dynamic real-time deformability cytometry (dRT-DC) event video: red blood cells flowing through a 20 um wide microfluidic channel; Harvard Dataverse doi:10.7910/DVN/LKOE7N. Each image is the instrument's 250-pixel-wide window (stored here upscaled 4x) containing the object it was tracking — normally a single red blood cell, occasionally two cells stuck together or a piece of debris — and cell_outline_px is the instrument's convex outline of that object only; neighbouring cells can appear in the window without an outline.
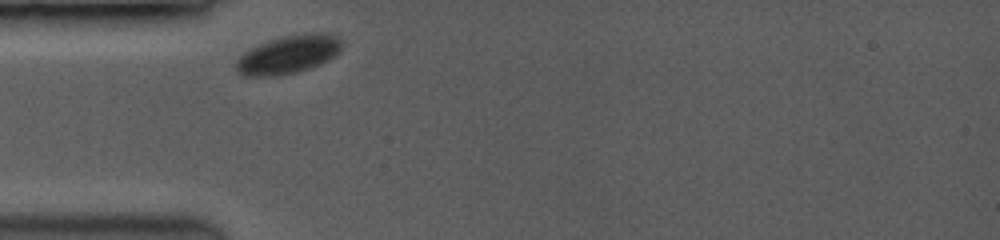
{"species": "common noctule bat (a hibernating species)", "species_latin": "Nyctalus noctula", "temperature_condition": "room temperature", "stored_images_in_passage": 13, "camera_frame_rate_fps": 3500, "um_per_image_px": 0.085, "animal": {"sex": "female", "body_mass_g": 19.0, "forearm_length_mm": 53.3}, "frame": {"image": 1, "passage_image": 1, "time_ms": 0.0, "image_size_px": [1000, 240], "cell_outline_px": [[340, 52], [336, 56], [328, 60], [308, 68], [296, 72], [276, 76], [240, 76], [236, 68], [236, 60], [244, 52], [268, 40], [284, 36], [304, 32], [328, 32], [336, 36], [340, 40]], "centroid_in_image_um": [24.51, 4.62], "position_along_channel_um": 60.5, "area_um2": 23.64}}
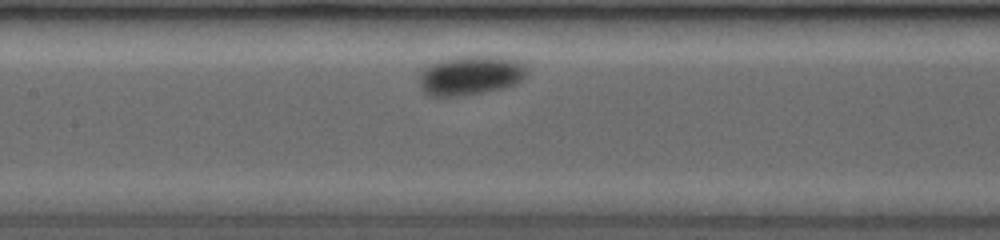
{"frame": {"image": 2, "passage_image": 8, "time_ms": 3.143, "image_size_px": [1000, 240], "cell_outline_px": [[524, 76], [516, 84], [504, 88], [480, 92], [424, 92], [420, 88], [420, 72], [428, 64], [440, 60], [456, 56], [504, 56], [516, 60], [524, 64]], "centroid_in_image_um": [40.04, 6.31], "position_along_channel_um": 167.4, "area_um2": 23.47}}
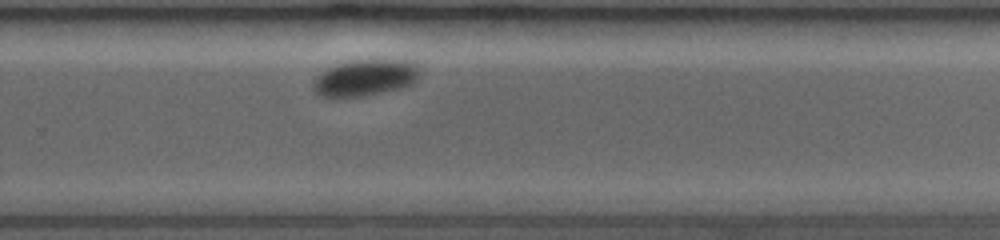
{"frame": {"image": 3, "passage_image": 13, "time_ms": 6.857, "image_size_px": [1000, 240], "cell_outline_px": [[416, 80], [412, 84], [404, 88], [368, 96], [344, 100], [324, 96], [316, 92], [312, 88], [312, 84], [324, 72], [332, 68], [344, 64], [364, 60], [400, 60], [412, 64], [416, 68]], "centroid_in_image_um": [31.03, 6.7], "position_along_channel_um": 298.8, "area_um2": 22.08}}